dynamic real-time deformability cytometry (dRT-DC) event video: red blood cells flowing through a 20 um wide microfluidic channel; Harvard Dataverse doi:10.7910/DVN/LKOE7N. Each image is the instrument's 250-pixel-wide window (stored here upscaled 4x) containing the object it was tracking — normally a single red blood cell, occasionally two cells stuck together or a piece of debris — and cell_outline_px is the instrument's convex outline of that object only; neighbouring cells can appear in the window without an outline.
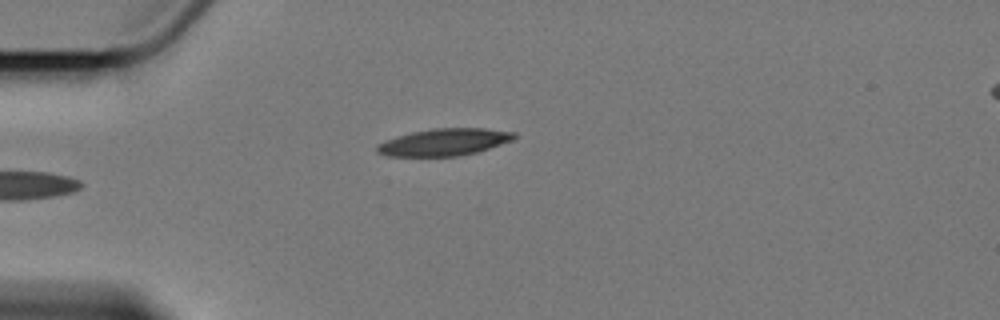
{"species": "Egyptian fruit bat (a non-hibernating species)", "species_latin": "Rousettus aegyptiacus", "temperature_condition": "cold", "stored_images_in_passage": 6, "camera_frame_rate_fps": 3000, "um_per_image_px": 0.085, "animal": {"sex": "female"}, "frame": {"image": 1, "passage_image": 6, "time_ms": 6.0, "image_size_px": [1000, 320], "cell_outline_px": [[516, 136], [512, 140], [476, 152], [460, 156], [388, 156], [376, 152], [376, 144], [396, 136], [412, 132], [432, 128], [484, 128], [516, 132]], "centroid_in_image_um": [37.72, 12.07], "position_along_channel_um": 47.3, "area_um2": 21.62}}